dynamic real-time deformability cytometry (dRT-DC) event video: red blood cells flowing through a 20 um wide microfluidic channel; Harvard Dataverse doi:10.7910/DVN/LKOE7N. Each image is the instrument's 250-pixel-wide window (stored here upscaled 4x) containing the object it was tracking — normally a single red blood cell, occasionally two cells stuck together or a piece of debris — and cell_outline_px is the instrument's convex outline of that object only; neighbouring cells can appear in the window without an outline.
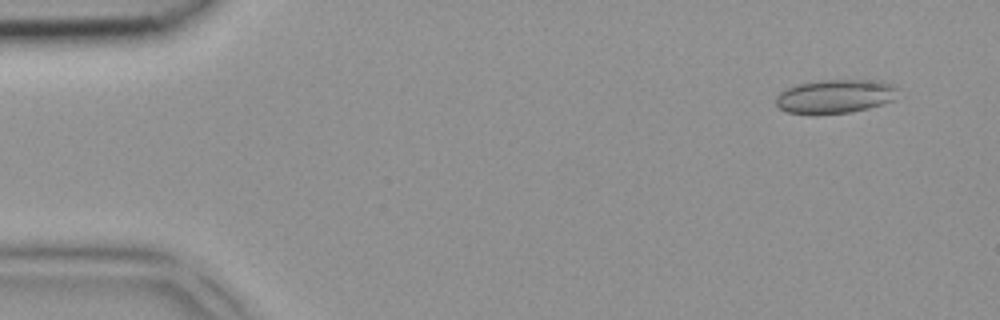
{"species": "common noctule bat (a hibernating species)", "species_latin": "Nyctalus noctula", "temperature_condition": "room temperature", "stored_images_in_passage": 4, "camera_frame_rate_fps": 3000, "um_per_image_px": 0.085, "animal": {"sex": "female", "body_mass_g": 18.4}, "frame": {"image": 1, "passage_image": 1, "time_ms": 0.0, "image_size_px": [1000, 320], "cell_outline_px": [[900, 88], [892, 100], [868, 108], [848, 112], [816, 116], [812, 116], [788, 112], [780, 108], [776, 104], [776, 96], [780, 92], [788, 88], [800, 84], [824, 80], [880, 80], [892, 84]], "centroid_in_image_um": [70.98, 8.21], "position_along_channel_um": 14.0, "area_um2": 24.22}}